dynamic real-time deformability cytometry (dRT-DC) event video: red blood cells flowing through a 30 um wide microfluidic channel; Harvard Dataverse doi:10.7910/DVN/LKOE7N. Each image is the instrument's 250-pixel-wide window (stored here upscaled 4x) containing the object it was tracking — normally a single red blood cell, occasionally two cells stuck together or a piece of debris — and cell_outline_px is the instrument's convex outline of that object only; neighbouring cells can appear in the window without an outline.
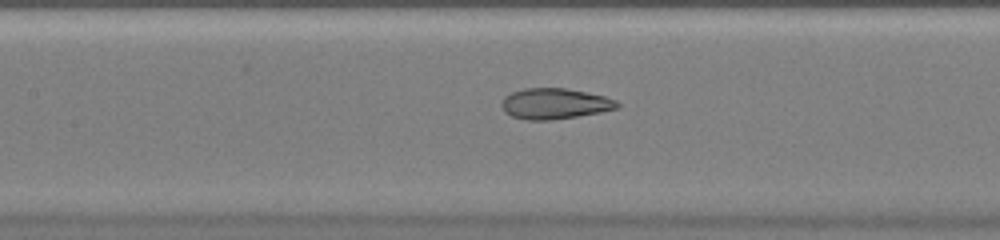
{"species": "common noctule bat (a hibernating species)", "species_latin": "Nyctalus noctula", "temperature_condition": "warm", "stored_images_in_passage": 47, "camera_frame_rate_fps": 3000, "um_per_image_px": 0.085, "animal": {"sex": "female", "body_mass_g": 20.0, "forearm_length_mm": 54.0}, "frame": {"image": 1, "passage_image": 22, "time_ms": 7.0, "image_size_px": [1000, 240], "cell_outline_px": [[620, 108], [600, 112], [552, 120], [528, 120], [512, 116], [504, 112], [500, 104], [504, 96], [512, 92], [524, 88], [564, 88], [588, 92], [604, 96], [616, 100], [620, 104]], "centroid_in_image_um": [47.14, 8.81], "position_along_channel_um": 160.3, "area_um2": 20.81}}
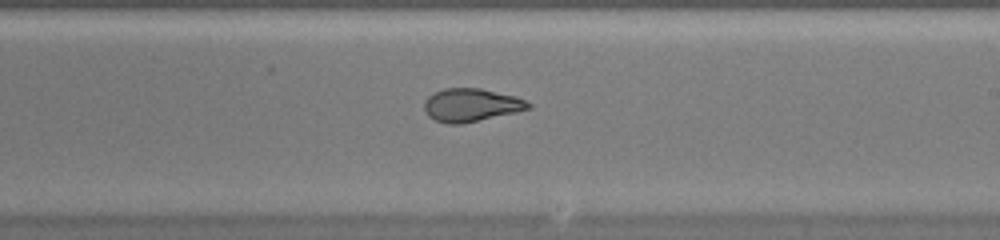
{"frame": {"image": 2, "passage_image": 28, "time_ms": 9.0, "image_size_px": [1000, 240], "cell_outline_px": [[532, 108], [516, 112], [460, 124], [448, 124], [436, 120], [428, 116], [424, 108], [424, 104], [428, 96], [444, 88], [480, 88], [516, 96], [532, 104]], "centroid_in_image_um": [40.06, 8.92], "position_along_channel_um": 248.9, "area_um2": 19.94}}
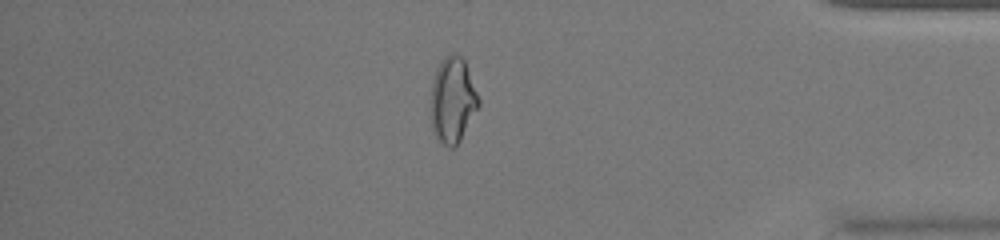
{"frame": {"image": 3, "passage_image": 40, "time_ms": 13.0, "image_size_px": [1000, 240], "cell_outline_px": [[480, 104], [460, 140], [452, 148], [448, 148], [432, 132], [432, 84], [436, 68], [440, 60], [444, 56], [452, 52], [460, 56], [464, 60], [480, 100]], "centroid_in_image_um": [38.48, 8.48], "position_along_channel_um": 396.7, "area_um2": 23.52}}